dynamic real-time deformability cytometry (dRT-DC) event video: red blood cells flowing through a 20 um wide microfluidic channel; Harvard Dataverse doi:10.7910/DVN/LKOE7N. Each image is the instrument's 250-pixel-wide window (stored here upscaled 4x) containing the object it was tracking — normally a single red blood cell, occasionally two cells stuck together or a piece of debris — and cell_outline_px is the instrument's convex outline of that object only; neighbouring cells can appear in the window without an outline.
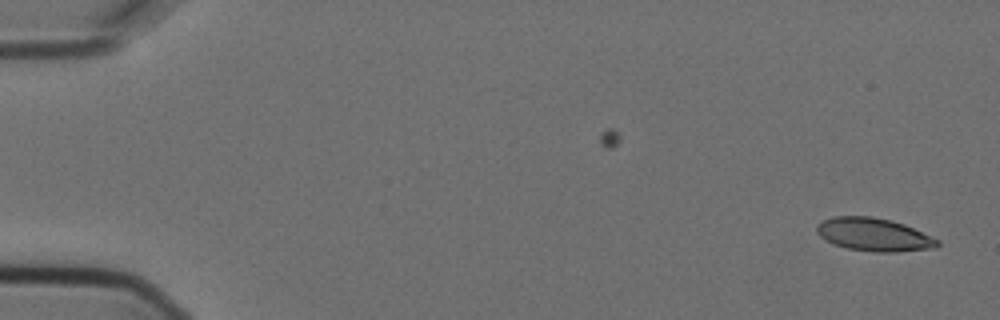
{"species": "Egyptian fruit bat (a non-hibernating species)", "species_latin": "Rousettus aegyptiacus", "temperature_condition": "cold", "stored_images_in_passage": 3, "camera_frame_rate_fps": 3000, "um_per_image_px": 0.085, "animal": {"sex": "female"}, "frame": {"image": 1, "passage_image": 3, "time_ms": 0.667, "image_size_px": [1000, 320], "cell_outline_px": [[940, 244], [936, 248], [896, 252], [876, 252], [848, 248], [832, 244], [820, 236], [816, 232], [816, 224], [820, 220], [832, 216], [872, 216], [892, 220], [904, 224], [940, 240]], "centroid_in_image_um": [74.26, 19.93], "position_along_channel_um": 10.7, "area_um2": 23.52}}